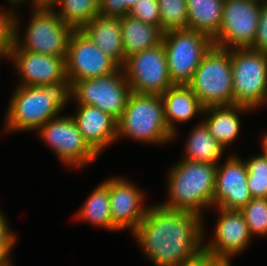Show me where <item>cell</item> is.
I'll use <instances>...</instances> for the list:
<instances>
[{
    "label": "cell",
    "instance_id": "obj_1",
    "mask_svg": "<svg viewBox=\"0 0 267 266\" xmlns=\"http://www.w3.org/2000/svg\"><path fill=\"white\" fill-rule=\"evenodd\" d=\"M204 218L159 204L148 206L144 219L130 233L156 266H190L204 254Z\"/></svg>",
    "mask_w": 267,
    "mask_h": 266
},
{
    "label": "cell",
    "instance_id": "obj_2",
    "mask_svg": "<svg viewBox=\"0 0 267 266\" xmlns=\"http://www.w3.org/2000/svg\"><path fill=\"white\" fill-rule=\"evenodd\" d=\"M16 87L5 111V133L37 131L47 121L61 115L73 101L72 84L67 77L43 86Z\"/></svg>",
    "mask_w": 267,
    "mask_h": 266
},
{
    "label": "cell",
    "instance_id": "obj_3",
    "mask_svg": "<svg viewBox=\"0 0 267 266\" xmlns=\"http://www.w3.org/2000/svg\"><path fill=\"white\" fill-rule=\"evenodd\" d=\"M217 164L181 159L167 178V197L163 207L198 214L213 207Z\"/></svg>",
    "mask_w": 267,
    "mask_h": 266
},
{
    "label": "cell",
    "instance_id": "obj_4",
    "mask_svg": "<svg viewBox=\"0 0 267 266\" xmlns=\"http://www.w3.org/2000/svg\"><path fill=\"white\" fill-rule=\"evenodd\" d=\"M120 137L150 145L174 141V134L165 121L160 95L130 93L126 107L117 120V140Z\"/></svg>",
    "mask_w": 267,
    "mask_h": 266
},
{
    "label": "cell",
    "instance_id": "obj_5",
    "mask_svg": "<svg viewBox=\"0 0 267 266\" xmlns=\"http://www.w3.org/2000/svg\"><path fill=\"white\" fill-rule=\"evenodd\" d=\"M32 11L23 33L20 30L21 19L15 14L14 44L23 51L66 57L69 38L74 29L52 7H33Z\"/></svg>",
    "mask_w": 267,
    "mask_h": 266
},
{
    "label": "cell",
    "instance_id": "obj_6",
    "mask_svg": "<svg viewBox=\"0 0 267 266\" xmlns=\"http://www.w3.org/2000/svg\"><path fill=\"white\" fill-rule=\"evenodd\" d=\"M231 49L213 45L204 55L188 86L204 108L233 105Z\"/></svg>",
    "mask_w": 267,
    "mask_h": 266
},
{
    "label": "cell",
    "instance_id": "obj_7",
    "mask_svg": "<svg viewBox=\"0 0 267 266\" xmlns=\"http://www.w3.org/2000/svg\"><path fill=\"white\" fill-rule=\"evenodd\" d=\"M233 105L252 111L267 103V53L251 48L231 49Z\"/></svg>",
    "mask_w": 267,
    "mask_h": 266
},
{
    "label": "cell",
    "instance_id": "obj_8",
    "mask_svg": "<svg viewBox=\"0 0 267 266\" xmlns=\"http://www.w3.org/2000/svg\"><path fill=\"white\" fill-rule=\"evenodd\" d=\"M162 44L173 85H188L204 55L214 45L211 37L191 29L163 32Z\"/></svg>",
    "mask_w": 267,
    "mask_h": 266
},
{
    "label": "cell",
    "instance_id": "obj_9",
    "mask_svg": "<svg viewBox=\"0 0 267 266\" xmlns=\"http://www.w3.org/2000/svg\"><path fill=\"white\" fill-rule=\"evenodd\" d=\"M36 132L64 165L83 168L100 157L85 141L71 115H59Z\"/></svg>",
    "mask_w": 267,
    "mask_h": 266
},
{
    "label": "cell",
    "instance_id": "obj_10",
    "mask_svg": "<svg viewBox=\"0 0 267 266\" xmlns=\"http://www.w3.org/2000/svg\"><path fill=\"white\" fill-rule=\"evenodd\" d=\"M122 69L133 93L162 95L173 86L162 42L127 57Z\"/></svg>",
    "mask_w": 267,
    "mask_h": 266
},
{
    "label": "cell",
    "instance_id": "obj_11",
    "mask_svg": "<svg viewBox=\"0 0 267 266\" xmlns=\"http://www.w3.org/2000/svg\"><path fill=\"white\" fill-rule=\"evenodd\" d=\"M130 93V85L122 67L110 75L72 84V100L75 104L98 107L116 120L123 113Z\"/></svg>",
    "mask_w": 267,
    "mask_h": 266
},
{
    "label": "cell",
    "instance_id": "obj_12",
    "mask_svg": "<svg viewBox=\"0 0 267 266\" xmlns=\"http://www.w3.org/2000/svg\"><path fill=\"white\" fill-rule=\"evenodd\" d=\"M261 4L262 0H225L214 45L226 49L250 48L256 37Z\"/></svg>",
    "mask_w": 267,
    "mask_h": 266
},
{
    "label": "cell",
    "instance_id": "obj_13",
    "mask_svg": "<svg viewBox=\"0 0 267 266\" xmlns=\"http://www.w3.org/2000/svg\"><path fill=\"white\" fill-rule=\"evenodd\" d=\"M119 68L120 66L81 30H74L71 33L65 57L66 76L71 84L110 75Z\"/></svg>",
    "mask_w": 267,
    "mask_h": 266
},
{
    "label": "cell",
    "instance_id": "obj_14",
    "mask_svg": "<svg viewBox=\"0 0 267 266\" xmlns=\"http://www.w3.org/2000/svg\"><path fill=\"white\" fill-rule=\"evenodd\" d=\"M219 214L212 240L204 243V254L215 258L235 257L250 246L253 240L244 216L237 210L212 207Z\"/></svg>",
    "mask_w": 267,
    "mask_h": 266
},
{
    "label": "cell",
    "instance_id": "obj_15",
    "mask_svg": "<svg viewBox=\"0 0 267 266\" xmlns=\"http://www.w3.org/2000/svg\"><path fill=\"white\" fill-rule=\"evenodd\" d=\"M140 189L123 176L109 178L111 218L117 231L127 229L133 232L144 219L149 204L144 203L146 193Z\"/></svg>",
    "mask_w": 267,
    "mask_h": 266
},
{
    "label": "cell",
    "instance_id": "obj_16",
    "mask_svg": "<svg viewBox=\"0 0 267 266\" xmlns=\"http://www.w3.org/2000/svg\"><path fill=\"white\" fill-rule=\"evenodd\" d=\"M239 156L230 155L217 164L213 207L240 211L252 196L247 186L248 170Z\"/></svg>",
    "mask_w": 267,
    "mask_h": 266
},
{
    "label": "cell",
    "instance_id": "obj_17",
    "mask_svg": "<svg viewBox=\"0 0 267 266\" xmlns=\"http://www.w3.org/2000/svg\"><path fill=\"white\" fill-rule=\"evenodd\" d=\"M10 60L20 76L18 85L43 86L64 80L65 57H55L20 50L15 44L10 54Z\"/></svg>",
    "mask_w": 267,
    "mask_h": 266
},
{
    "label": "cell",
    "instance_id": "obj_18",
    "mask_svg": "<svg viewBox=\"0 0 267 266\" xmlns=\"http://www.w3.org/2000/svg\"><path fill=\"white\" fill-rule=\"evenodd\" d=\"M76 106V112L71 117L85 141L100 156L117 141V120L98 107L81 104Z\"/></svg>",
    "mask_w": 267,
    "mask_h": 266
},
{
    "label": "cell",
    "instance_id": "obj_19",
    "mask_svg": "<svg viewBox=\"0 0 267 266\" xmlns=\"http://www.w3.org/2000/svg\"><path fill=\"white\" fill-rule=\"evenodd\" d=\"M100 50L120 67L125 63L121 17L98 14L80 29Z\"/></svg>",
    "mask_w": 267,
    "mask_h": 266
},
{
    "label": "cell",
    "instance_id": "obj_20",
    "mask_svg": "<svg viewBox=\"0 0 267 266\" xmlns=\"http://www.w3.org/2000/svg\"><path fill=\"white\" fill-rule=\"evenodd\" d=\"M160 96L165 121L174 139L177 138L178 123H189L196 115L203 116L204 107L188 85H173Z\"/></svg>",
    "mask_w": 267,
    "mask_h": 266
},
{
    "label": "cell",
    "instance_id": "obj_21",
    "mask_svg": "<svg viewBox=\"0 0 267 266\" xmlns=\"http://www.w3.org/2000/svg\"><path fill=\"white\" fill-rule=\"evenodd\" d=\"M251 111L245 106L238 105L212 106L204 108L203 114L206 118L201 120L209 133L227 149L240 135V113L246 114Z\"/></svg>",
    "mask_w": 267,
    "mask_h": 266
},
{
    "label": "cell",
    "instance_id": "obj_22",
    "mask_svg": "<svg viewBox=\"0 0 267 266\" xmlns=\"http://www.w3.org/2000/svg\"><path fill=\"white\" fill-rule=\"evenodd\" d=\"M121 34L126 59L130 55L159 45L163 31L158 26L144 23L128 14L121 17Z\"/></svg>",
    "mask_w": 267,
    "mask_h": 266
},
{
    "label": "cell",
    "instance_id": "obj_23",
    "mask_svg": "<svg viewBox=\"0 0 267 266\" xmlns=\"http://www.w3.org/2000/svg\"><path fill=\"white\" fill-rule=\"evenodd\" d=\"M191 133L185 141V153L182 159L218 164L225 153L224 146L220 144L210 133L205 124L200 120L194 124Z\"/></svg>",
    "mask_w": 267,
    "mask_h": 266
},
{
    "label": "cell",
    "instance_id": "obj_24",
    "mask_svg": "<svg viewBox=\"0 0 267 266\" xmlns=\"http://www.w3.org/2000/svg\"><path fill=\"white\" fill-rule=\"evenodd\" d=\"M224 2L225 0H186L187 29L202 32L213 39L222 23Z\"/></svg>",
    "mask_w": 267,
    "mask_h": 266
},
{
    "label": "cell",
    "instance_id": "obj_25",
    "mask_svg": "<svg viewBox=\"0 0 267 266\" xmlns=\"http://www.w3.org/2000/svg\"><path fill=\"white\" fill-rule=\"evenodd\" d=\"M84 204L79 207L74 218L83 222H89L110 231H117L112 224L110 199H109V179L103 180L88 195Z\"/></svg>",
    "mask_w": 267,
    "mask_h": 266
},
{
    "label": "cell",
    "instance_id": "obj_26",
    "mask_svg": "<svg viewBox=\"0 0 267 266\" xmlns=\"http://www.w3.org/2000/svg\"><path fill=\"white\" fill-rule=\"evenodd\" d=\"M52 8L66 24L80 30L99 14V0H57Z\"/></svg>",
    "mask_w": 267,
    "mask_h": 266
},
{
    "label": "cell",
    "instance_id": "obj_27",
    "mask_svg": "<svg viewBox=\"0 0 267 266\" xmlns=\"http://www.w3.org/2000/svg\"><path fill=\"white\" fill-rule=\"evenodd\" d=\"M160 14V29L163 32L187 29L188 9L186 0H157Z\"/></svg>",
    "mask_w": 267,
    "mask_h": 266
},
{
    "label": "cell",
    "instance_id": "obj_28",
    "mask_svg": "<svg viewBox=\"0 0 267 266\" xmlns=\"http://www.w3.org/2000/svg\"><path fill=\"white\" fill-rule=\"evenodd\" d=\"M244 162L248 170L247 186L252 198L267 199V158L261 153Z\"/></svg>",
    "mask_w": 267,
    "mask_h": 266
},
{
    "label": "cell",
    "instance_id": "obj_29",
    "mask_svg": "<svg viewBox=\"0 0 267 266\" xmlns=\"http://www.w3.org/2000/svg\"><path fill=\"white\" fill-rule=\"evenodd\" d=\"M240 212L252 237L267 236V199L252 198Z\"/></svg>",
    "mask_w": 267,
    "mask_h": 266
},
{
    "label": "cell",
    "instance_id": "obj_30",
    "mask_svg": "<svg viewBox=\"0 0 267 266\" xmlns=\"http://www.w3.org/2000/svg\"><path fill=\"white\" fill-rule=\"evenodd\" d=\"M129 15L144 23L160 28V14L157 0H139L130 9Z\"/></svg>",
    "mask_w": 267,
    "mask_h": 266
},
{
    "label": "cell",
    "instance_id": "obj_31",
    "mask_svg": "<svg viewBox=\"0 0 267 266\" xmlns=\"http://www.w3.org/2000/svg\"><path fill=\"white\" fill-rule=\"evenodd\" d=\"M14 18L13 9L0 7V53H11L14 44Z\"/></svg>",
    "mask_w": 267,
    "mask_h": 266
},
{
    "label": "cell",
    "instance_id": "obj_32",
    "mask_svg": "<svg viewBox=\"0 0 267 266\" xmlns=\"http://www.w3.org/2000/svg\"><path fill=\"white\" fill-rule=\"evenodd\" d=\"M139 0H99V14L102 16L123 17Z\"/></svg>",
    "mask_w": 267,
    "mask_h": 266
},
{
    "label": "cell",
    "instance_id": "obj_33",
    "mask_svg": "<svg viewBox=\"0 0 267 266\" xmlns=\"http://www.w3.org/2000/svg\"><path fill=\"white\" fill-rule=\"evenodd\" d=\"M250 48L267 53V0H262L257 33Z\"/></svg>",
    "mask_w": 267,
    "mask_h": 266
},
{
    "label": "cell",
    "instance_id": "obj_34",
    "mask_svg": "<svg viewBox=\"0 0 267 266\" xmlns=\"http://www.w3.org/2000/svg\"><path fill=\"white\" fill-rule=\"evenodd\" d=\"M8 220L0 210V246H15L17 241V234L11 230Z\"/></svg>",
    "mask_w": 267,
    "mask_h": 266
},
{
    "label": "cell",
    "instance_id": "obj_35",
    "mask_svg": "<svg viewBox=\"0 0 267 266\" xmlns=\"http://www.w3.org/2000/svg\"><path fill=\"white\" fill-rule=\"evenodd\" d=\"M229 258H215L203 254L197 258L190 266H232Z\"/></svg>",
    "mask_w": 267,
    "mask_h": 266
},
{
    "label": "cell",
    "instance_id": "obj_36",
    "mask_svg": "<svg viewBox=\"0 0 267 266\" xmlns=\"http://www.w3.org/2000/svg\"><path fill=\"white\" fill-rule=\"evenodd\" d=\"M13 247L14 246H0V266H6L10 262H13L11 257H9L11 256Z\"/></svg>",
    "mask_w": 267,
    "mask_h": 266
},
{
    "label": "cell",
    "instance_id": "obj_37",
    "mask_svg": "<svg viewBox=\"0 0 267 266\" xmlns=\"http://www.w3.org/2000/svg\"><path fill=\"white\" fill-rule=\"evenodd\" d=\"M57 0H33V7H52Z\"/></svg>",
    "mask_w": 267,
    "mask_h": 266
},
{
    "label": "cell",
    "instance_id": "obj_38",
    "mask_svg": "<svg viewBox=\"0 0 267 266\" xmlns=\"http://www.w3.org/2000/svg\"><path fill=\"white\" fill-rule=\"evenodd\" d=\"M261 146H262V153L267 158V132L264 133L263 137L261 138Z\"/></svg>",
    "mask_w": 267,
    "mask_h": 266
},
{
    "label": "cell",
    "instance_id": "obj_39",
    "mask_svg": "<svg viewBox=\"0 0 267 266\" xmlns=\"http://www.w3.org/2000/svg\"><path fill=\"white\" fill-rule=\"evenodd\" d=\"M9 2V4L11 5V7L9 8H13L16 6V9L18 8L17 6H20V4L22 5V3H26L28 0H6ZM30 2L32 3V7H33V0H30Z\"/></svg>",
    "mask_w": 267,
    "mask_h": 266
},
{
    "label": "cell",
    "instance_id": "obj_40",
    "mask_svg": "<svg viewBox=\"0 0 267 266\" xmlns=\"http://www.w3.org/2000/svg\"><path fill=\"white\" fill-rule=\"evenodd\" d=\"M10 54L11 53H0V59H2V58H8V60H10ZM2 57V58H1Z\"/></svg>",
    "mask_w": 267,
    "mask_h": 266
},
{
    "label": "cell",
    "instance_id": "obj_41",
    "mask_svg": "<svg viewBox=\"0 0 267 266\" xmlns=\"http://www.w3.org/2000/svg\"><path fill=\"white\" fill-rule=\"evenodd\" d=\"M6 266H13V265H12V262H10V263H9L8 265H6Z\"/></svg>",
    "mask_w": 267,
    "mask_h": 266
}]
</instances>
